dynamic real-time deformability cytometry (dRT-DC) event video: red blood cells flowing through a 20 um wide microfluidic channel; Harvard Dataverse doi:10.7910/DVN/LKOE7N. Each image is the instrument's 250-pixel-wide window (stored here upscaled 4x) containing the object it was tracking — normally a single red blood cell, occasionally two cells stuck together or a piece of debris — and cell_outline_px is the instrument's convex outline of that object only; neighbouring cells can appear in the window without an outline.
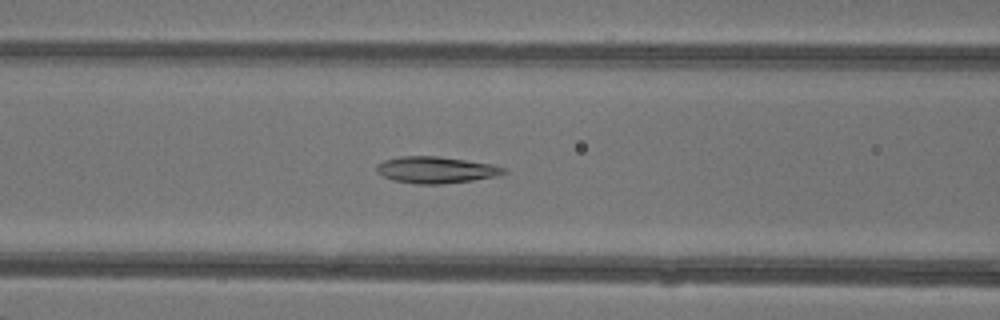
{"species": "common noctule bat (a hibernating species)", "species_latin": "Nyctalus noctula", "temperature_condition": "warm", "stored_images_in_passage": 47, "camera_frame_rate_fps": 3000, "um_per_image_px": 0.085, "animal": {"sex": "female"}, "frame": {"image": 1, "passage_image": 20, "time_ms": 6.333, "image_size_px": [1000, 320], "cell_outline_px": [[508, 172], [500, 176], [472, 180], [440, 184], [416, 184], [392, 180], [376, 172], [376, 164], [384, 160], [400, 156], [440, 156], [492, 164], [504, 168]], "centroid_in_image_um": [37.05, 14.44], "position_along_channel_um": 129.5, "area_um2": 19.83}}
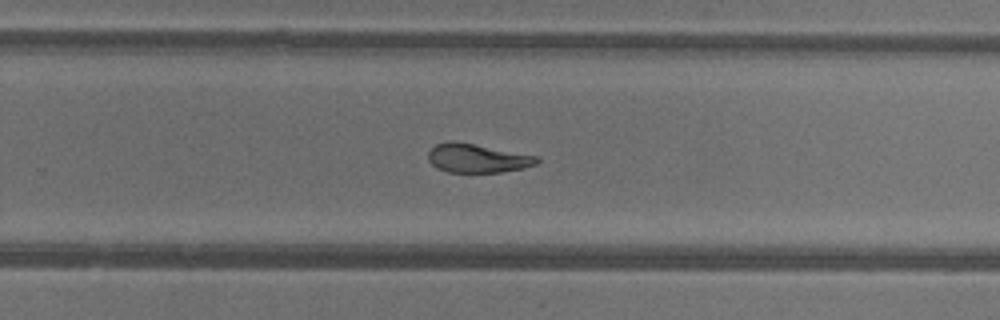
{"frame": {"image": 2, "passage_image": 31, "time_ms": 10.0, "image_size_px": [1000, 320], "cell_outline_px": [[540, 160], [536, 164], [524, 168], [500, 172], [448, 172], [432, 164], [428, 160], [428, 152], [436, 144], [448, 140], [456, 140], [540, 156]], "centroid_in_image_um": [40.6, 13.42], "position_along_channel_um": 289.2, "area_um2": 18.5}}
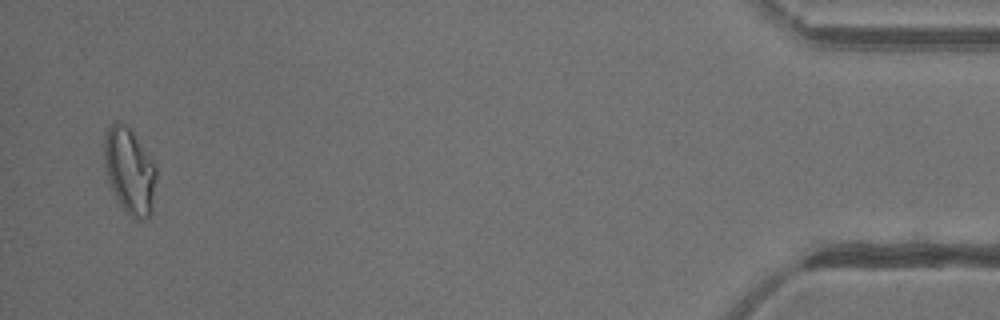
{"frame": {"image": 3, "passage_image": 46, "time_ms": 15.0, "image_size_px": [1000, 320], "cell_outline_px": [[156, 180], [152, 212], [144, 220], [136, 220], [128, 216], [124, 212], [116, 200], [108, 180], [104, 164], [104, 132], [116, 120], [132, 128], [152, 160], [156, 168]], "centroid_in_image_um": [11.01, 14.54], "position_along_channel_um": 424.2, "area_um2": 26.7}, "authors_computed_cell_mechanics": {"area_um2": 20.8658, "velocity_mm_per_s": 4.3704, "shape_relaxation_time_tau1_ms": 7.2147, "shape_relaxation_time_tau2_ms": 1.6605, "deformation_change_tau1": 0.2245, "deformation_change_tau2": 0.0771}}